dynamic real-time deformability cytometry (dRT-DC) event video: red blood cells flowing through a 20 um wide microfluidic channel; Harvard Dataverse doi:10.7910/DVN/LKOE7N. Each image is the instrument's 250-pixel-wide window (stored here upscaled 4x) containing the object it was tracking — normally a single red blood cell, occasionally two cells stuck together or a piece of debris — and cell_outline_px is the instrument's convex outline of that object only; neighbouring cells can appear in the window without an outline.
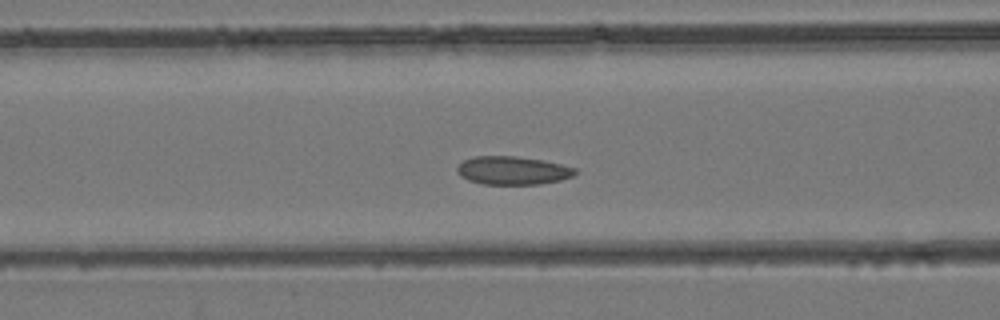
{"species": "common noctule bat (a hibernating species)", "species_latin": "Nyctalus noctula", "temperature_condition": "room temperature", "stored_images_in_passage": 42, "camera_frame_rate_fps": 3000, "um_per_image_px": 0.085, "animal": {"sex": "female", "body_mass_g": 24.6, "forearm_length_mm": 56.2}, "frame": {"image": 1, "passage_image": 15, "time_ms": 4.667, "image_size_px": [1000, 320], "cell_outline_px": [[580, 172], [572, 176], [560, 180], [540, 184], [484, 184], [468, 180], [460, 176], [456, 172], [456, 168], [464, 160], [472, 156], [516, 156], [544, 160], [576, 168]], "centroid_in_image_um": [43.58, 14.48], "position_along_channel_um": 123.0, "area_um2": 19.59}}
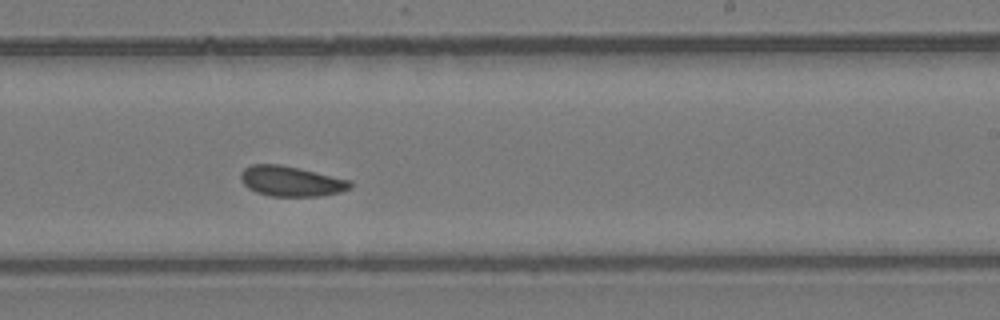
{"frame": {"image": 2, "passage_image": 24, "time_ms": 7.667, "image_size_px": [1000, 320], "cell_outline_px": [[352, 188], [340, 192], [320, 196], [272, 196], [256, 192], [248, 188], [240, 180], [240, 172], [244, 168], [252, 164], [280, 164], [300, 168], [352, 180]], "centroid_in_image_um": [24.75, 15.39], "position_along_channel_um": 264.2, "area_um2": 19.48}}
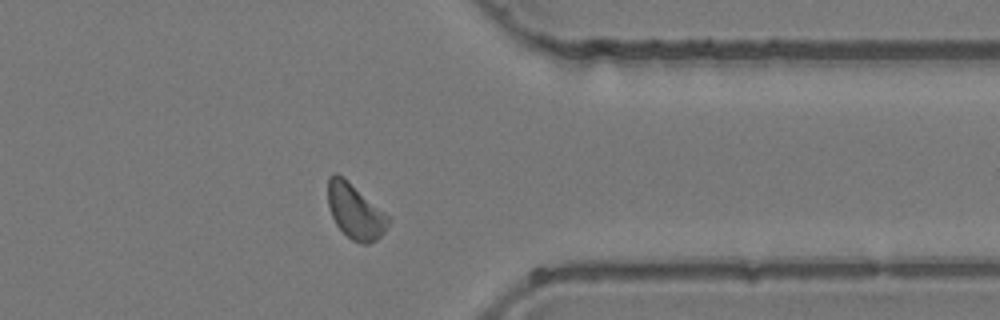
{"frame": {"image": 3, "passage_image": 32, "time_ms": 10.333, "image_size_px": [1000, 320], "cell_outline_px": [[392, 220], [384, 232], [376, 240], [368, 244], [360, 244], [352, 240], [336, 224], [332, 216], [328, 204], [328, 176], [332, 172], [336, 172], [344, 176], [392, 216]], "centroid_in_image_um": [30.24, 17.92], "position_along_channel_um": 381.2, "area_um2": 20.0}}